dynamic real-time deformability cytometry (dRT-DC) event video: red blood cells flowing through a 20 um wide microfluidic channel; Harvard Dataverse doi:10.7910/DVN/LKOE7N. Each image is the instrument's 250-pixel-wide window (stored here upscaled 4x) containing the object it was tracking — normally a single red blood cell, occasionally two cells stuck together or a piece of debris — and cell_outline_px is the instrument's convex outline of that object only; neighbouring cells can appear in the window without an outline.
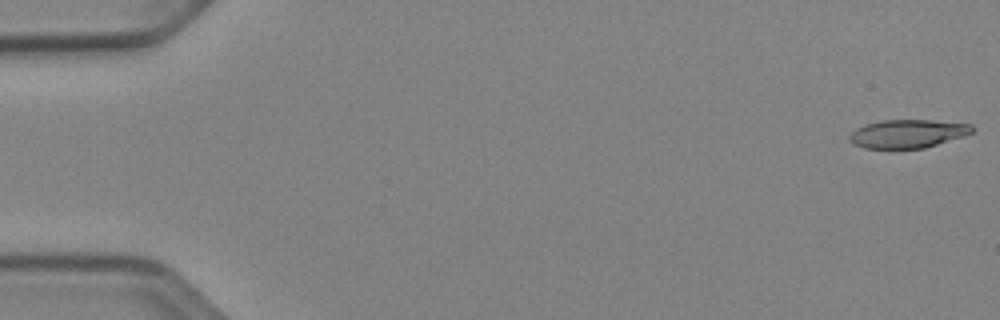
{"species": "Egyptian fruit bat (a non-hibernating species)", "species_latin": "Rousettus aegyptiacus", "temperature_condition": "cold", "stored_images_in_passage": 52, "camera_frame_rate_fps": 3000, "um_per_image_px": 0.085, "animal": {"sex": "female"}, "frame": {"image": 1, "passage_image": 1, "time_ms": 0.0, "image_size_px": [1000, 320], "cell_outline_px": [[976, 128], [972, 132], [964, 136], [924, 148], [864, 148], [852, 144], [848, 140], [848, 136], [856, 128], [864, 124], [884, 120], [932, 120], [972, 124]], "centroid_in_image_um": [77.15, 11.36], "position_along_channel_um": 7.9, "area_um2": 20.4}}
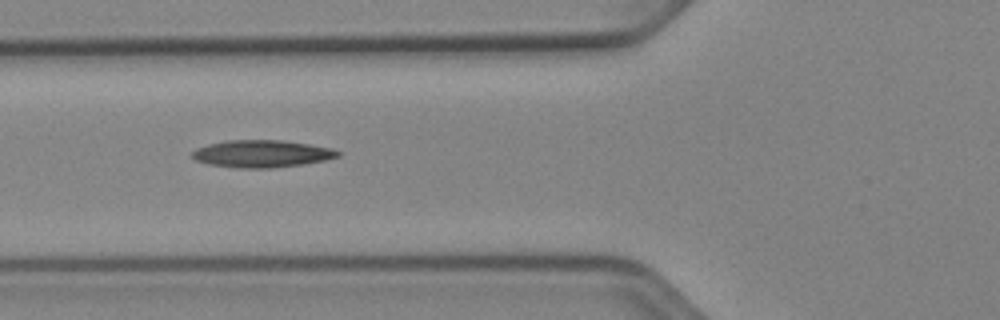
{"frame": {"image": 2, "passage_image": 20, "time_ms": 6.333, "image_size_px": [1000, 320], "cell_outline_px": [[340, 156], [324, 160], [304, 164], [268, 168], [240, 168], [208, 164], [196, 160], [192, 156], [192, 152], [196, 148], [208, 144], [224, 140], [284, 140], [332, 148], [340, 152]], "centroid_in_image_um": [22.24, 13.06], "position_along_channel_um": 103.6, "area_um2": 23.12}}
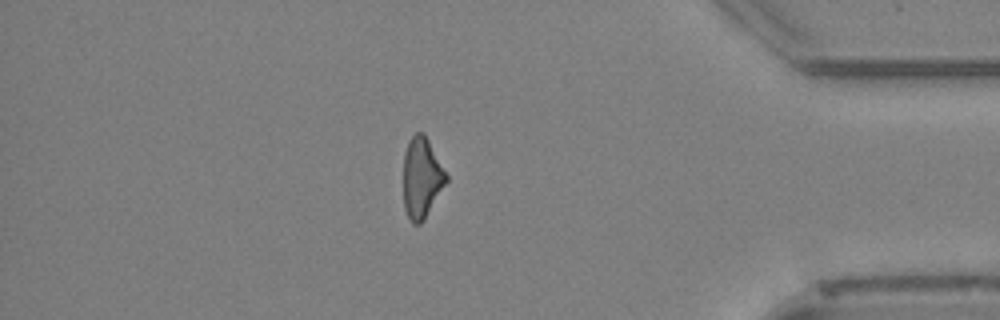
{"frame": {"image": 3, "passage_image": 45, "time_ms": 14.667, "image_size_px": [1000, 320], "cell_outline_px": [[448, 180], [424, 220], [420, 224], [412, 224], [404, 208], [404, 152], [408, 140], [416, 132], [424, 132], [448, 176]], "centroid_in_image_um": [35.84, 15.1], "position_along_channel_um": 399.4, "area_um2": 20.11}, "authors_computed_cell_mechanics": {"area_um2": 21.4149, "velocity_mm_per_s": 3.9447, "shape_relaxation_time_tau1_ms": null, "shape_relaxation_time_tau2_ms": 8.4152, "deformation_change_tau1": null, "deformation_change_tau2": 0.2296}}